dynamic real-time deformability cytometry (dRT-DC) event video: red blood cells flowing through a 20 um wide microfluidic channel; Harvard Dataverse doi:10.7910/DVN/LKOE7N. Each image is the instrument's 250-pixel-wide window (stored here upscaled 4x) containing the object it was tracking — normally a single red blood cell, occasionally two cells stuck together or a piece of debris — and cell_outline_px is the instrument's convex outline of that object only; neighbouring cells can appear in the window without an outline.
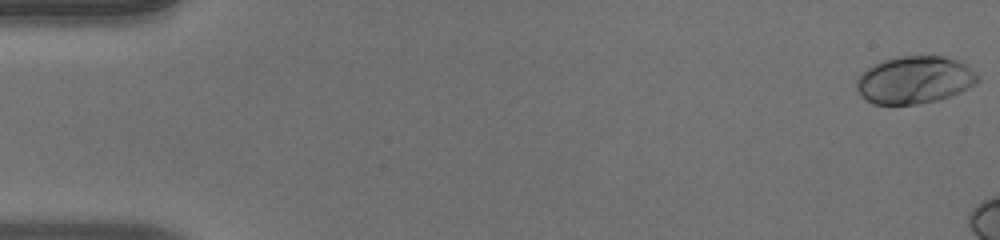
{"species": "human", "species_latin": "Homo sapiens", "temperature_condition": "warm", "stored_images_in_passage": 10, "camera_frame_rate_fps": 3000, "um_per_image_px": 0.085, "donor": {"sex": "male"}, "frame": {"image": 1, "passage_image": 1, "time_ms": 0.0, "image_size_px": [1000, 240], "cell_outline_px": [[980, 80], [968, 88], [960, 92], [940, 100], [920, 104], [872, 104], [860, 96], [856, 88], [856, 80], [872, 64], [884, 60], [900, 56], [940, 56], [956, 60], [964, 64], [980, 76]], "centroid_in_image_um": [77.72, 6.81], "position_along_channel_um": 7.3, "area_um2": 33.52}}